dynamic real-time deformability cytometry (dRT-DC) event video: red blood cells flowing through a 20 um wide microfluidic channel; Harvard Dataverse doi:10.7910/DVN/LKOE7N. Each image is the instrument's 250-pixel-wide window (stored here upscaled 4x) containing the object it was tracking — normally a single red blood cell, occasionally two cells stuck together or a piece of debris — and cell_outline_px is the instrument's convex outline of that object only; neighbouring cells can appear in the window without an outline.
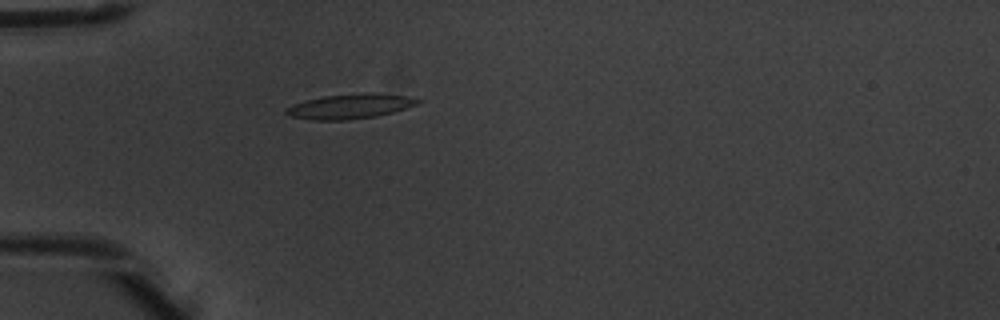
{"species": "common noctule bat (a hibernating species)", "species_latin": "Nyctalus noctula", "temperature_condition": "warm", "stored_images_in_passage": 1, "camera_frame_rate_fps": 3000, "um_per_image_px": 0.085, "animal": {"sex": "male", "body_mass_g": 20.1, "forearm_length_mm": 53.5}, "frame": {"image": 1, "passage_image": 1, "time_ms": 0.0, "image_size_px": [1000, 320], "cell_outline_px": [[424, 100], [420, 104], [392, 112], [376, 116], [348, 120], [312, 120], [288, 116], [284, 112], [284, 108], [308, 100], [324, 96], [404, 96]], "centroid_in_image_um": [29.68, 9.11], "position_along_channel_um": 55.3, "area_um2": 17.8}}